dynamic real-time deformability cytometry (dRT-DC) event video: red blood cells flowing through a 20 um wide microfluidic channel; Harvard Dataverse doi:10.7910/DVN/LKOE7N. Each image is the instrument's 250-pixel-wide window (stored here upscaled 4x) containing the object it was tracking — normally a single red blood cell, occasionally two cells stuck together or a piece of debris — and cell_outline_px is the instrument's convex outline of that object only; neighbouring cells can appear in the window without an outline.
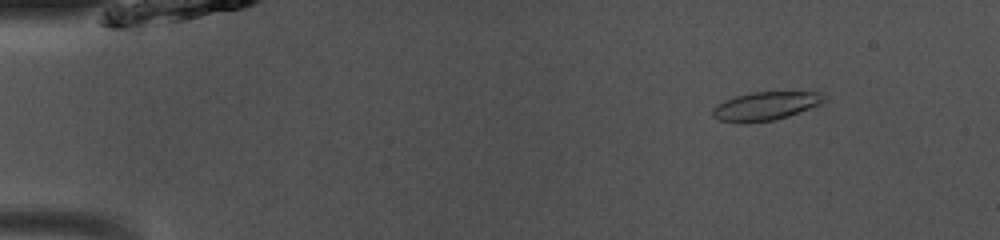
{"species": "common noctule bat (a hibernating species)", "species_latin": "Nyctalus noctula", "temperature_condition": "room temperature", "stored_images_in_passage": 49, "camera_frame_rate_fps": 3000, "um_per_image_px": 0.085, "animal": {"sex": "male", "body_mass_g": 13.0, "forearm_length_mm": 53.1}, "frame": {"image": 1, "passage_image": 6, "time_ms": 1.667, "image_size_px": [1000, 240], "cell_outline_px": [[828, 100], [820, 104], [788, 116], [772, 120], [744, 124], [740, 124], [720, 120], [712, 116], [712, 108], [716, 104], [724, 100], [736, 96], [752, 92], [824, 92]], "centroid_in_image_um": [65.06, 9.02], "position_along_channel_um": 19.9, "area_um2": 18.73}}
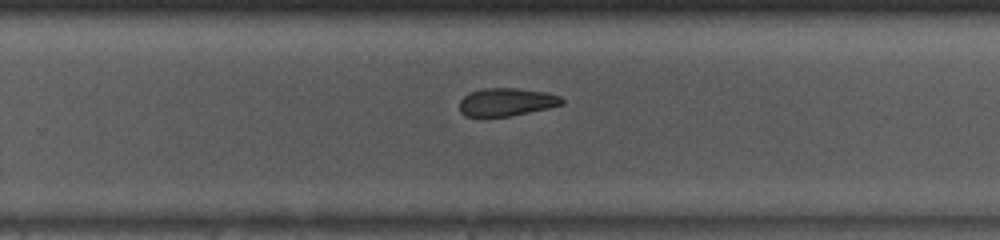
{"frame": {"image": 2, "passage_image": 32, "time_ms": 10.333, "image_size_px": [1000, 240], "cell_outline_px": [[564, 104], [548, 108], [508, 116], [464, 116], [460, 112], [460, 100], [468, 92], [484, 88], [516, 88], [548, 92], [560, 96], [564, 100]], "centroid_in_image_um": [43.05, 8.66], "position_along_channel_um": 286.7, "area_um2": 16.7}}
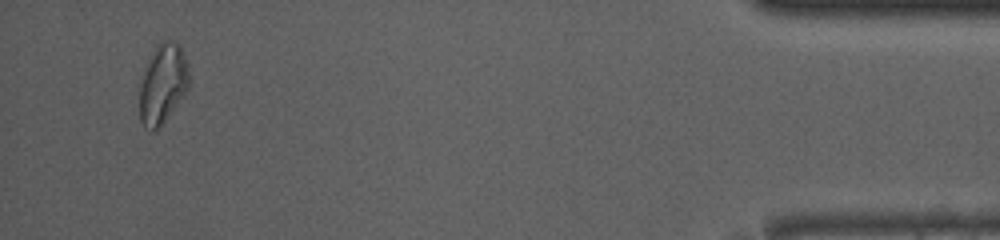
{"frame": {"image": 3, "passage_image": 47, "time_ms": 15.333, "image_size_px": [1000, 240], "cell_outline_px": [[188, 88], [164, 120], [156, 128], [144, 128], [140, 120], [140, 84], [144, 64], [156, 44], [160, 40], [168, 40], [180, 44], [188, 68]], "centroid_in_image_um": [13.8, 7.03], "position_along_channel_um": 421.4, "area_um2": 22.66}}